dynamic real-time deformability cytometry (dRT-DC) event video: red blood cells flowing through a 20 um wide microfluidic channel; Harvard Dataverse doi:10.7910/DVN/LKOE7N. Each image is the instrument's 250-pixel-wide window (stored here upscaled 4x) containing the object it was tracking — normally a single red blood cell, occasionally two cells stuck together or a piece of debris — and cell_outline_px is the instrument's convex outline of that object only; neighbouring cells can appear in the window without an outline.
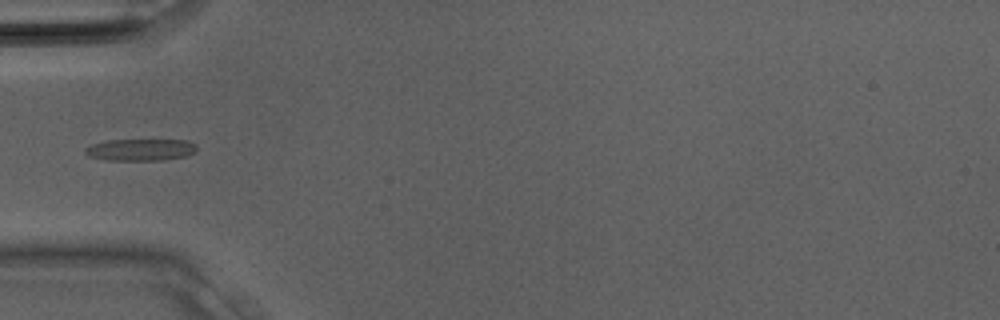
{"species": "Egyptian fruit bat (a non-hibernating species)", "species_latin": "Rousettus aegyptiacus", "temperature_condition": "room temperature", "stored_images_in_passage": 22, "camera_frame_rate_fps": 3000, "um_per_image_px": 0.085, "animal": {"sex": "male"}, "frame": {"image": 1, "passage_image": 1, "time_ms": 0.0, "image_size_px": [1000, 320], "cell_outline_px": [[196, 152], [184, 156], [164, 160], [108, 160], [88, 156], [84, 152], [84, 148], [92, 144], [108, 140], [188, 140], [196, 144]], "centroid_in_image_um": [11.94, 12.72], "position_along_channel_um": 73.1, "area_um2": 14.22}}
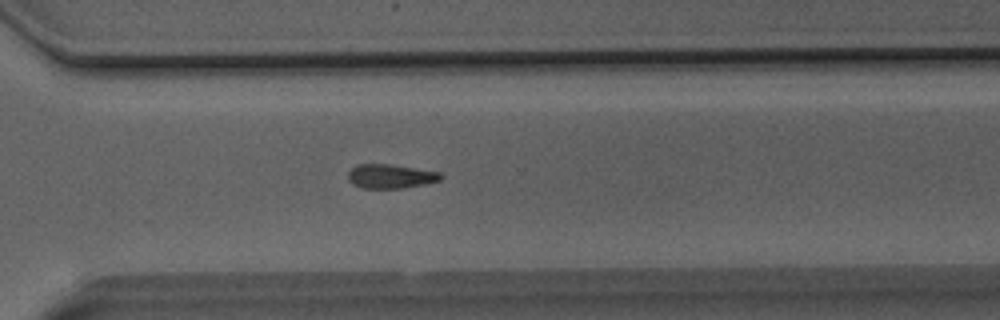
{"frame": {"image": 2, "passage_image": 13, "time_ms": 4.0, "image_size_px": [1000, 320], "cell_outline_px": [[444, 176], [440, 180], [424, 184], [404, 188], [360, 188], [352, 184], [348, 180], [348, 172], [356, 164], [392, 164], [440, 172]], "centroid_in_image_um": [33.18, 14.98], "position_along_channel_um": 337.4, "area_um2": 13.18}}
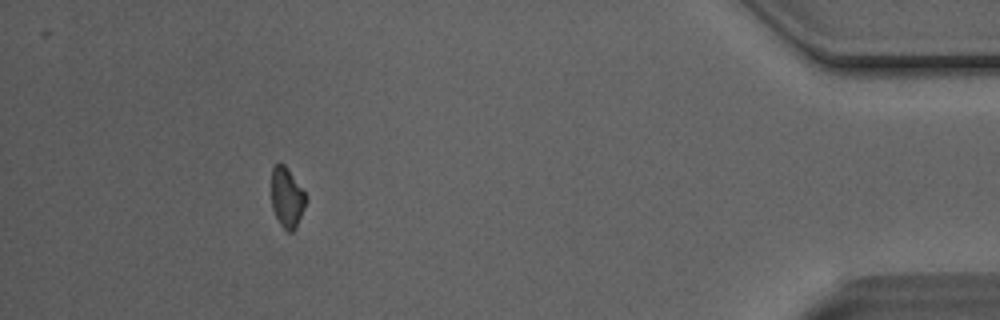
{"frame": {"image": 3, "passage_image": 19, "time_ms": 6.0, "image_size_px": [1000, 320], "cell_outline_px": [[308, 200], [296, 228], [292, 232], [288, 232], [280, 224], [272, 208], [272, 168], [280, 160], [284, 164], [308, 196]], "centroid_in_image_um": [24.41, 16.79], "position_along_channel_um": 410.8, "area_um2": 12.2}}